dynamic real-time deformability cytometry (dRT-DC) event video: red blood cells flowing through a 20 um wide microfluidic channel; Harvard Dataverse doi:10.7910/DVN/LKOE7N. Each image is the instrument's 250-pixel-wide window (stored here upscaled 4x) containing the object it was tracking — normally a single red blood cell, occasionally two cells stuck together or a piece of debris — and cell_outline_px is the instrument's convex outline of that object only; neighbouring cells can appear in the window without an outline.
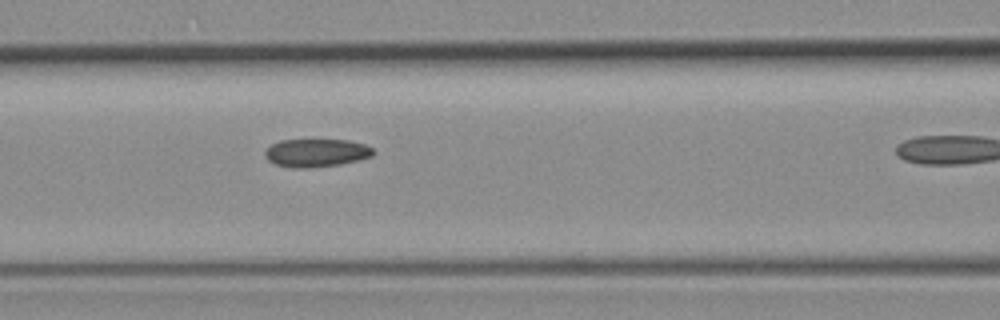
{"species": "common noctule bat (a hibernating species)", "species_latin": "Nyctalus noctula", "temperature_condition": "room temperature", "stored_images_in_passage": 6, "camera_frame_rate_fps": 3000, "um_per_image_px": 0.085, "animal": {"sex": "female", "body_mass_g": 19.3, "forearm_length_mm": 54.1}, "frame": {"image": 1, "passage_image": 6, "time_ms": 5.667, "image_size_px": [1000, 320], "cell_outline_px": [[376, 152], [372, 156], [340, 164], [312, 168], [292, 168], [276, 164], [268, 160], [264, 156], [264, 152], [272, 144], [280, 140], [348, 140], [364, 144], [372, 148]], "centroid_in_image_um": [26.87, 12.99], "position_along_channel_um": 139.7, "area_um2": 17.69}}